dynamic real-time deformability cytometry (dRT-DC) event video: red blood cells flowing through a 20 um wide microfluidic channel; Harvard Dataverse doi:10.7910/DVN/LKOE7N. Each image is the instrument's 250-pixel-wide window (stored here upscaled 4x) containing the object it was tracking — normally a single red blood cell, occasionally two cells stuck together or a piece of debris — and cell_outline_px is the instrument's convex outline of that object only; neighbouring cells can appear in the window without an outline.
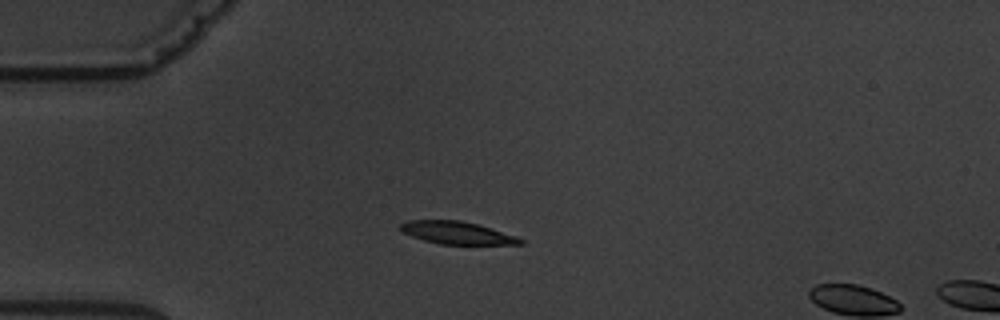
{"species": "common noctule bat (a hibernating species)", "species_latin": "Nyctalus noctula", "temperature_condition": "warm", "stored_images_in_passage": 2, "camera_frame_rate_fps": 3000, "um_per_image_px": 0.085, "animal": {"sex": "male", "body_mass_g": 19.5, "forearm_length_mm": 54.6}, "frame": {"image": 1, "passage_image": 1, "time_ms": 0.0, "image_size_px": [1000, 320], "cell_outline_px": [[524, 244], [440, 244], [424, 240], [412, 236], [404, 232], [400, 228], [400, 224], [408, 220], [460, 220], [476, 224], [516, 236], [524, 240]], "centroid_in_image_um": [38.84, 19.79], "position_along_channel_um": 46.2, "area_um2": 15.49}}